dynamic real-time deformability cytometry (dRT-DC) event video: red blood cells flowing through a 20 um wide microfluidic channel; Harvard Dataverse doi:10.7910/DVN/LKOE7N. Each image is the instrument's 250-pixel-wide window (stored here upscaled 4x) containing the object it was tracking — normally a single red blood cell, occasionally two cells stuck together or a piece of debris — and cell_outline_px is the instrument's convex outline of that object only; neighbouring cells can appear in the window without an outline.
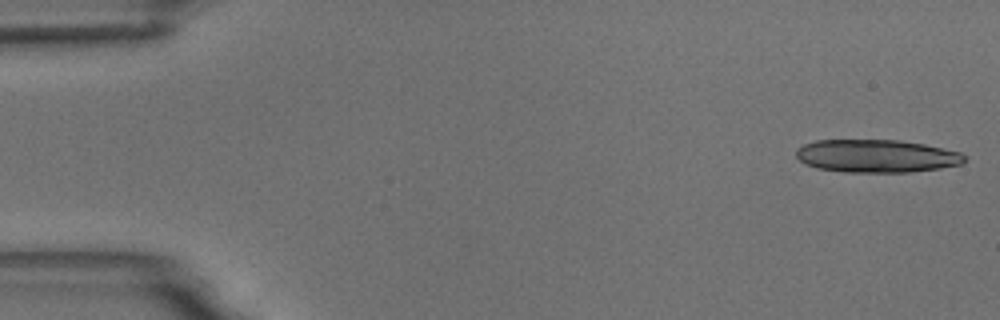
{"species": "common noctule bat (a hibernating species)", "species_latin": "Nyctalus noctula", "temperature_condition": "room temperature", "stored_images_in_passage": 15, "camera_frame_rate_fps": 3000, "um_per_image_px": 0.085, "animal": {"sex": "male", "body_mass_g": 18.8}, "frame": {"image": 1, "passage_image": 1, "time_ms": 0.0, "image_size_px": [1000, 320], "cell_outline_px": [[964, 160], [960, 164], [940, 168], [908, 172], [844, 172], [816, 168], [804, 164], [796, 156], [796, 148], [804, 144], [816, 140], [900, 140], [924, 144], [960, 152], [964, 156]], "centroid_in_image_um": [74.45, 13.26], "position_along_channel_um": 10.6, "area_um2": 32.25}}